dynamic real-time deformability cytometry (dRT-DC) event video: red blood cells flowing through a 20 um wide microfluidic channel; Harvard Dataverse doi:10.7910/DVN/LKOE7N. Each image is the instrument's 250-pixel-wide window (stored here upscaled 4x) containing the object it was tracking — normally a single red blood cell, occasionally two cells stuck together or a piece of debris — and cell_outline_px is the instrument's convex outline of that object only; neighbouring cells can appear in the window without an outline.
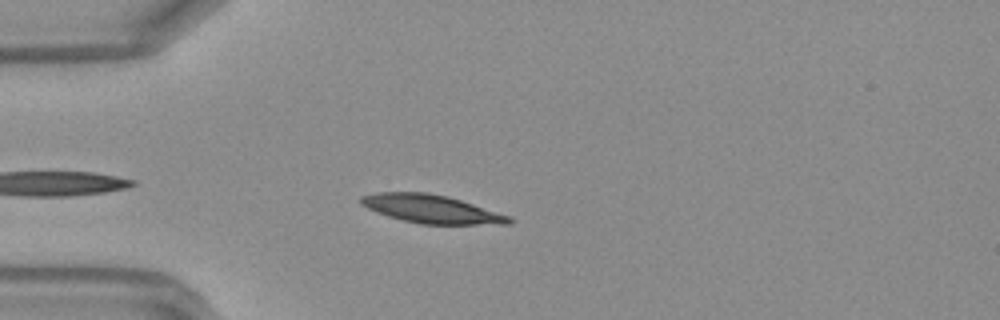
{"species": "Egyptian fruit bat (a non-hibernating species)", "species_latin": "Rousettus aegyptiacus", "temperature_condition": "warm", "stored_images_in_passage": 36, "camera_frame_rate_fps": 3000, "um_per_image_px": 0.085, "frame": {"image": 1, "passage_image": 3, "time_ms": 0.667, "image_size_px": [1000, 320], "cell_outline_px": [[516, 220], [512, 224], [420, 224], [388, 216], [368, 208], [360, 204], [360, 196], [376, 192], [428, 192], [448, 196], [512, 216]], "centroid_in_image_um": [36.72, 17.76], "position_along_channel_um": 48.3, "area_um2": 24.57}}
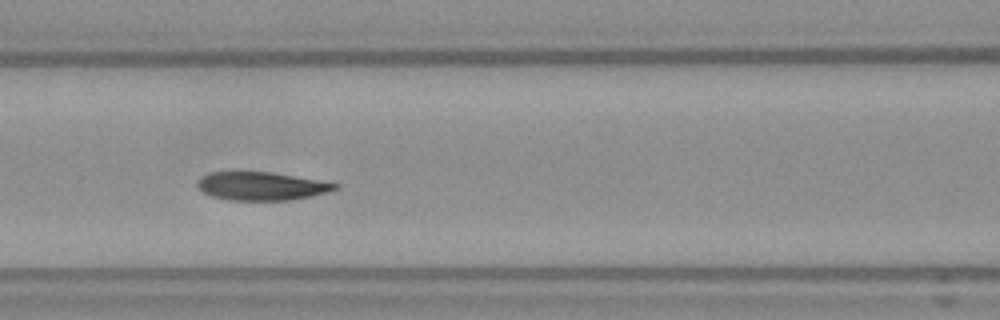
{"frame": {"image": 2, "passage_image": 11, "time_ms": 3.333, "image_size_px": [1000, 320], "cell_outline_px": [[340, 188], [312, 196], [292, 200], [228, 200], [212, 196], [200, 192], [196, 184], [196, 180], [200, 176], [208, 172], [272, 172], [320, 180], [340, 184]], "centroid_in_image_um": [22.19, 15.82], "position_along_channel_um": 144.4, "area_um2": 23.0}}
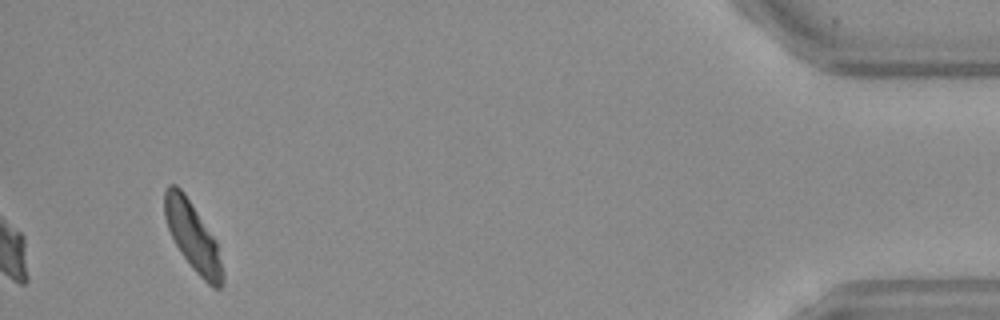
{"frame": {"image": 3, "passage_image": 36, "time_ms": 11.667, "image_size_px": [1000, 320], "cell_outline_px": [[224, 284], [220, 288], [212, 288], [192, 268], [180, 252], [168, 228], [164, 216], [164, 192], [168, 184], [176, 184], [184, 192], [216, 240], [224, 272]], "centroid_in_image_um": [16.39, 20.12], "position_along_channel_um": 418.8, "area_um2": 23.18}, "authors_computed_cell_mechanics": {"area_um2": 24.0159, "velocity_mm_per_s": 4.1652, "shape_relaxation_time_tau1_ms": 3.9367, "shape_relaxation_time_tau2_ms": 3.747, "deformation_change_tau1": 0.1604, "deformation_change_tau2": 0.0876}}